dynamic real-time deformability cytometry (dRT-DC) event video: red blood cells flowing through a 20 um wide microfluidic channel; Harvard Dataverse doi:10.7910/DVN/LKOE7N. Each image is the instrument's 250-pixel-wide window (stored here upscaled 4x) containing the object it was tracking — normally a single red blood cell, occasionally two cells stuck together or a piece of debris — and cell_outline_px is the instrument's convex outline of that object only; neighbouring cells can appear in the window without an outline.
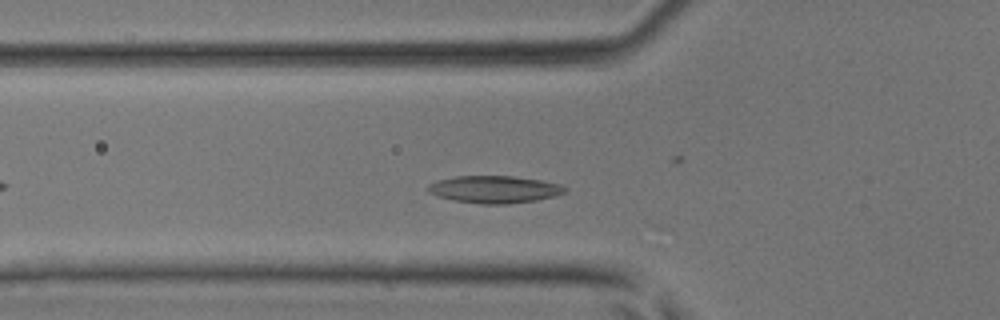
{"species": "common noctule bat (a hibernating species)", "species_latin": "Nyctalus noctula", "temperature_condition": "room temperature", "stored_images_in_passage": 37, "camera_frame_rate_fps": 3000, "um_per_image_px": 0.085, "animal": {"sex": "male", "body_mass_g": 17.9, "forearm_length_mm": 54.2}, "frame": {"image": 1, "passage_image": 7, "time_ms": 2.0, "image_size_px": [1000, 320], "cell_outline_px": [[568, 192], [556, 196], [536, 200], [508, 204], [480, 204], [452, 200], [428, 192], [424, 188], [428, 184], [436, 180], [456, 176], [512, 176], [540, 180], [560, 184], [568, 188]], "centroid_in_image_um": [42.03, 16.1], "position_along_channel_um": 83.8, "area_um2": 22.02}}
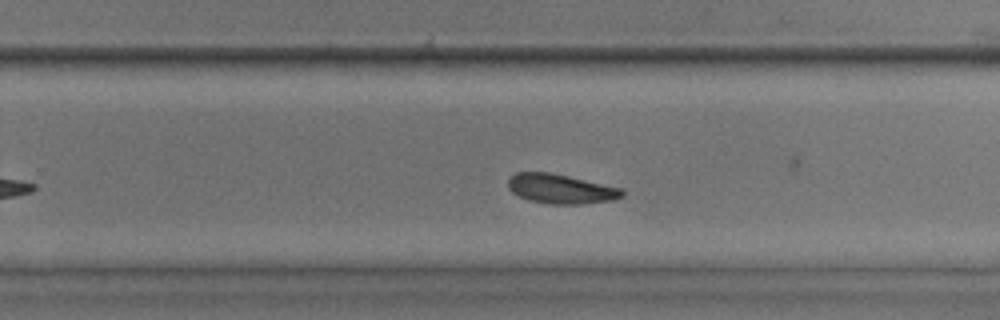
{"frame": {"image": 2, "passage_image": 20, "time_ms": 6.333, "image_size_px": [1000, 320], "cell_outline_px": [[624, 196], [612, 200], [580, 204], [548, 204], [528, 200], [512, 192], [508, 188], [508, 176], [516, 172], [548, 172], [568, 176], [620, 188], [624, 192]], "centroid_in_image_um": [47.61, 16.05], "position_along_channel_um": 282.2, "area_um2": 19.54}}
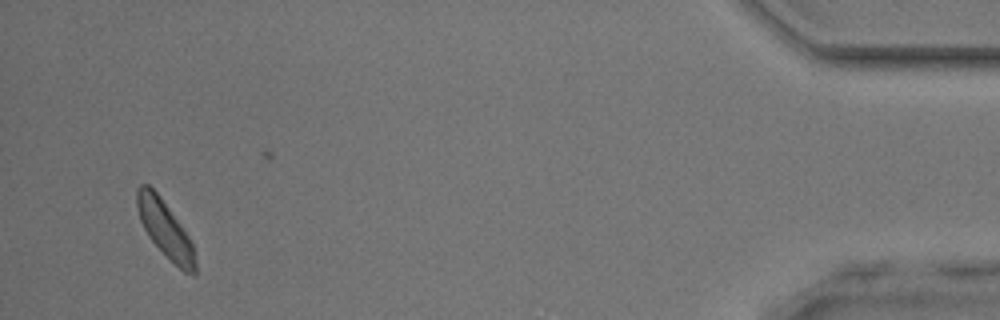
{"frame": {"image": 3, "passage_image": 34, "time_ms": 11.0, "image_size_px": [1000, 320], "cell_outline_px": [[196, 272], [192, 276], [184, 272], [148, 236], [140, 220], [136, 208], [136, 188], [140, 184], [148, 184], [160, 196], [188, 236], [192, 244], [196, 260]], "centroid_in_image_um": [14.01, 19.44], "position_along_channel_um": 421.2, "area_um2": 18.79}}